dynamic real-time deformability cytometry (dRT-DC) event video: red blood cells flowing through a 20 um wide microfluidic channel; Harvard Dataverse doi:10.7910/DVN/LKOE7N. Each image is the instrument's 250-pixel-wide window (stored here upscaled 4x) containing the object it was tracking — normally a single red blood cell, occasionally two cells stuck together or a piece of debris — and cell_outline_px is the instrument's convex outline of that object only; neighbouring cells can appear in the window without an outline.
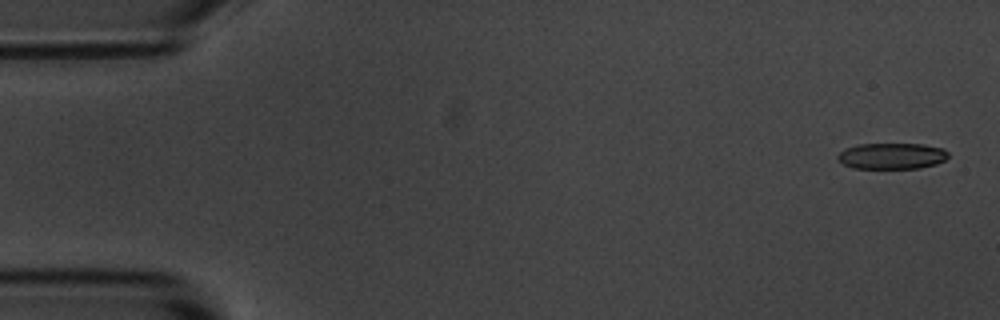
{"species": "common noctule bat (a hibernating species)", "species_latin": "Nyctalus noctula", "temperature_condition": "room temperature", "stored_images_in_passage": 55, "camera_frame_rate_fps": 3000, "um_per_image_px": 0.085, "animal": {"sex": "male", "body_mass_g": 20.1, "forearm_length_mm": 53.5}, "frame": {"image": 1, "passage_image": 2, "time_ms": 0.333, "image_size_px": [1000, 320], "cell_outline_px": [[948, 156], [944, 160], [936, 164], [920, 168], [852, 168], [836, 160], [836, 156], [844, 148], [860, 144], [924, 144], [944, 148], [948, 152]], "centroid_in_image_um": [75.79, 13.25], "position_along_channel_um": 9.2, "area_um2": 16.94}}
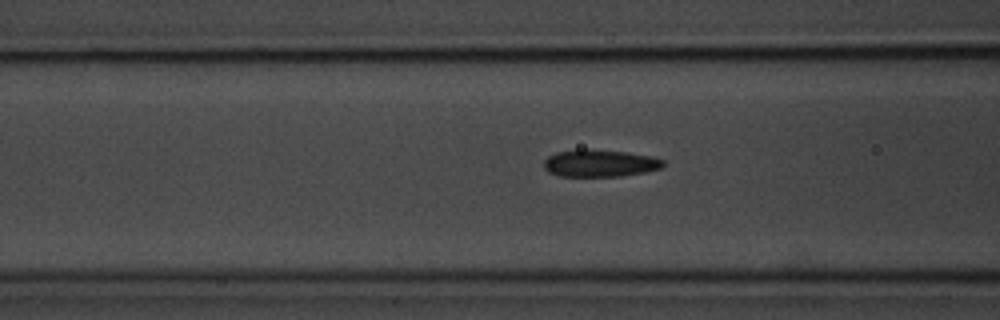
{"frame": {"image": 2, "passage_image": 21, "time_ms": 6.667, "image_size_px": [1000, 320], "cell_outline_px": [[664, 164], [660, 168], [644, 172], [620, 176], [560, 176], [548, 172], [544, 168], [544, 160], [548, 156], [556, 152], [624, 152], [652, 156], [664, 160]], "centroid_in_image_um": [51.01, 13.92], "position_along_channel_um": 115.6, "area_um2": 17.92}}
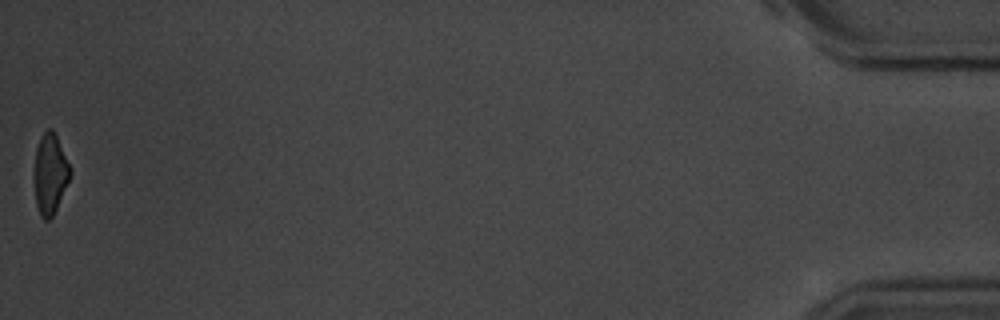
{"frame": {"image": 3, "passage_image": 55, "time_ms": 18.0, "image_size_px": [1000, 320], "cell_outline_px": [[72, 172], [56, 208], [52, 216], [48, 220], [44, 220], [40, 216], [36, 204], [32, 180], [32, 172], [36, 148], [40, 136], [48, 128], [52, 128], [72, 168]], "centroid_in_image_um": [4.21, 14.76], "position_along_channel_um": 431.0, "area_um2": 17.22}, "authors_computed_cell_mechanics": {"area_um2": 18.4382, "velocity_mm_per_s": 3.6523, "shape_relaxation_time_tau1_ms": 5.9234, "shape_relaxation_time_tau2_ms": 1.699, "deformation_change_tau1": 0.1623, "deformation_change_tau2": 0.0848}}